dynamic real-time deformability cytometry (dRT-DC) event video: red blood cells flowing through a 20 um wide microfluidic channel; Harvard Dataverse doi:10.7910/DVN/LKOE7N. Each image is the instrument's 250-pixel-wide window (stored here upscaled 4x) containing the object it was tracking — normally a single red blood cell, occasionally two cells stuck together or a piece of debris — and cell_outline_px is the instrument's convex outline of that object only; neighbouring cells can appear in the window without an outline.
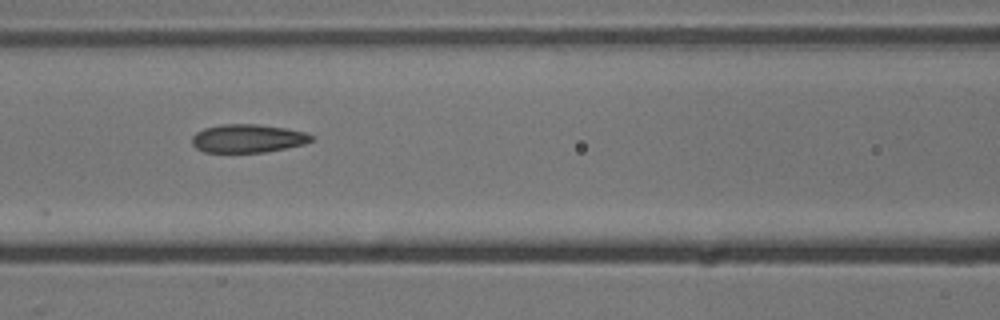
{"species": "common noctule bat (a hibernating species)", "species_latin": "Nyctalus noctula", "temperature_condition": "cold", "stored_images_in_passage": 10, "camera_frame_rate_fps": 3000, "um_per_image_px": 0.085, "animal": {"sex": "male", "body_mass_g": 13.3}, "frame": {"image": 1, "passage_image": 6, "time_ms": 6.667, "image_size_px": [1000, 320], "cell_outline_px": [[316, 140], [304, 144], [264, 152], [204, 152], [196, 148], [192, 144], [192, 136], [196, 132], [204, 128], [220, 124], [256, 124], [288, 128], [308, 132], [316, 136]], "centroid_in_image_um": [21.12, 11.75], "position_along_channel_um": 145.5, "area_um2": 20.0}}
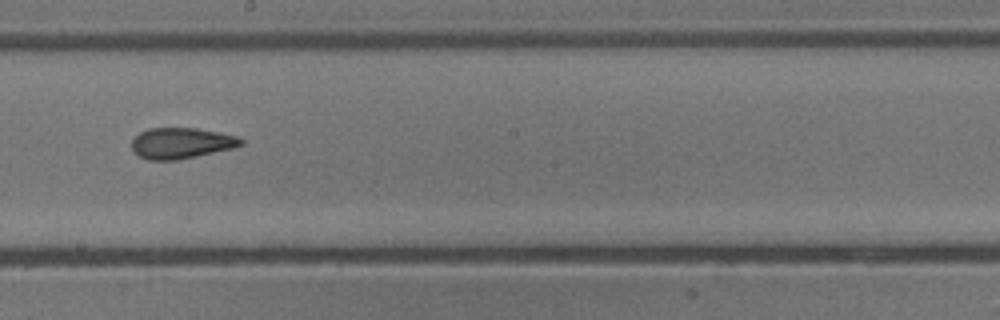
{"frame": {"image": 2, "passage_image": 8, "time_ms": 9.0, "image_size_px": [1000, 320], "cell_outline_px": [[244, 144], [232, 148], [196, 156], [176, 160], [148, 160], [132, 152], [132, 140], [140, 132], [148, 128], [196, 128], [240, 136], [244, 140]], "centroid_in_image_um": [15.41, 12.16], "position_along_channel_um": 232.8, "area_um2": 19.71}}
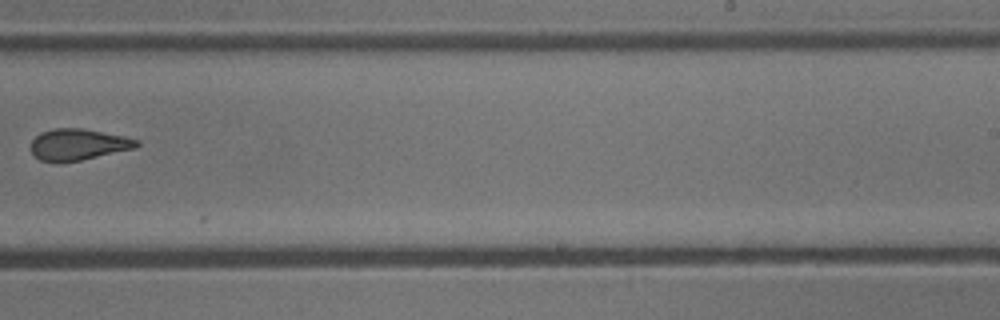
{"frame": {"image": 3, "passage_image": 9, "time_ms": 10.333, "image_size_px": [1000, 320], "cell_outline_px": [[140, 144], [136, 148], [80, 160], [60, 164], [40, 160], [32, 156], [28, 148], [32, 140], [40, 132], [56, 128], [80, 128], [124, 136], [140, 140]], "centroid_in_image_um": [6.58, 12.3], "position_along_channel_um": 282.4, "area_um2": 19.71}}